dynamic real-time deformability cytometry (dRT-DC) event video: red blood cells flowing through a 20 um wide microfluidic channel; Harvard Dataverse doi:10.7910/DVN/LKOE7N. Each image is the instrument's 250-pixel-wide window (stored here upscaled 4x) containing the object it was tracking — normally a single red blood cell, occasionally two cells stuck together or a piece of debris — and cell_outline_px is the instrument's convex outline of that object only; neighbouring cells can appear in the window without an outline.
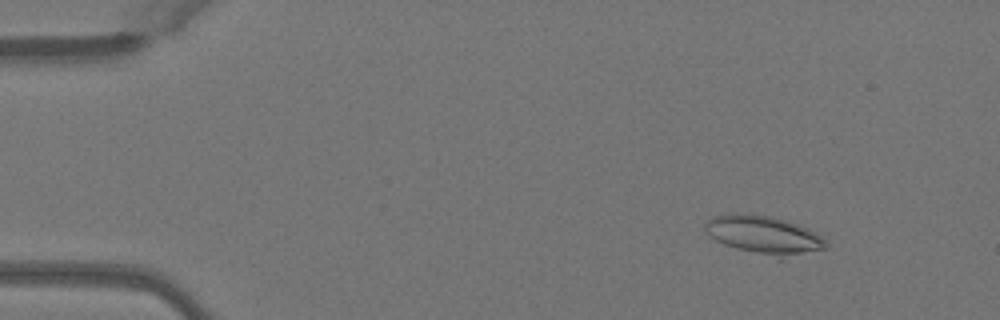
{"species": "Egyptian fruit bat (a non-hibernating species)", "species_latin": "Rousettus aegyptiacus", "temperature_condition": "warm", "stored_images_in_passage": 50, "camera_frame_rate_fps": 3000, "um_per_image_px": 0.085, "animal": {"sex": "female"}, "frame": {"image": 1, "passage_image": 6, "time_ms": 1.667, "image_size_px": [1000, 320], "cell_outline_px": [[828, 248], [784, 260], [780, 260], [736, 248], [724, 244], [708, 236], [704, 232], [704, 224], [712, 216], [736, 212], [772, 216], [808, 228], [824, 236], [828, 244]], "centroid_in_image_um": [64.97, 20.0], "position_along_channel_um": 20.0, "area_um2": 27.86}}
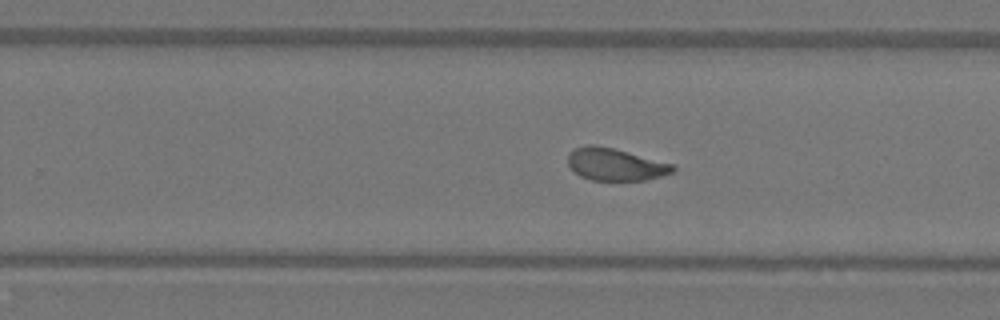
{"frame": {"image": 2, "passage_image": 32, "time_ms": 10.333, "image_size_px": [1000, 320], "cell_outline_px": [[676, 172], [644, 180], [592, 180], [580, 176], [568, 164], [568, 152], [576, 148], [588, 144], [592, 144], [612, 148], [672, 164], [676, 168]], "centroid_in_image_um": [52.29, 13.98], "position_along_channel_um": 277.5, "area_um2": 19.48}}
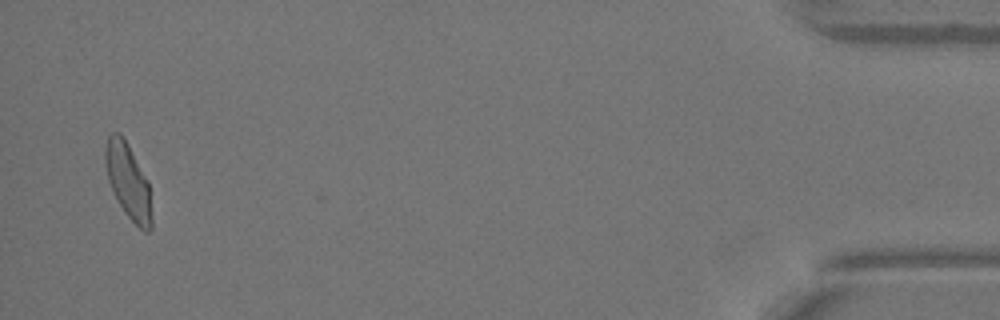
{"frame": {"image": 3, "passage_image": 49, "time_ms": 16.0, "image_size_px": [1000, 320], "cell_outline_px": [[152, 228], [148, 232], [144, 232], [124, 212], [108, 180], [104, 164], [104, 148], [108, 136], [112, 132], [120, 132], [124, 136], [148, 180], [152, 216]], "centroid_in_image_um": [10.89, 15.36], "position_along_channel_um": 424.3, "area_um2": 20.46}, "authors_computed_cell_mechanics": {"area_um2": 20.5479, "velocity_mm_per_s": 4.0461, "shape_relaxation_time_tau1_ms": null, "shape_relaxation_time_tau2_ms": 1.5258, "deformation_change_tau1": null, "deformation_change_tau2": 0.0829}}